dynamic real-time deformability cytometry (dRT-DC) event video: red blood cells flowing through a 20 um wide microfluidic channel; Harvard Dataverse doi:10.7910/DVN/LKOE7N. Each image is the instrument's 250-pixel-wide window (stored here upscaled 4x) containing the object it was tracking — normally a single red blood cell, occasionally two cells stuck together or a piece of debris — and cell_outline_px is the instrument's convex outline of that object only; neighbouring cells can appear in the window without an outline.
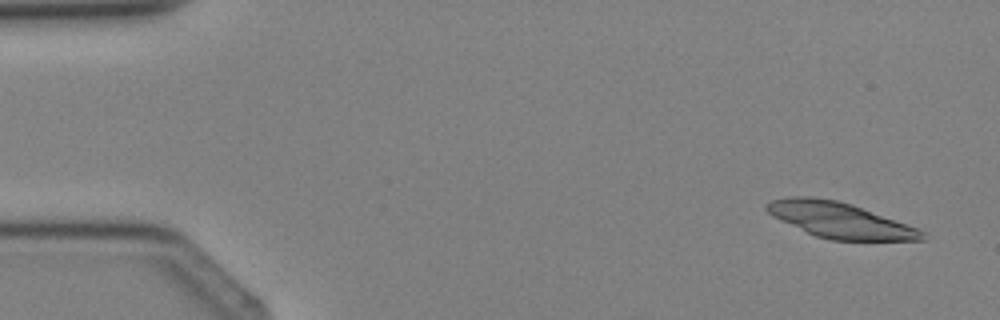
{"species": "Egyptian fruit bat (a non-hibernating species)", "species_latin": "Rousettus aegyptiacus", "temperature_condition": "cold", "stored_images_in_passage": 4, "camera_frame_rate_fps": 3000, "um_per_image_px": 0.085, "animal": {"sex": "female"}, "frame": {"image": 1, "passage_image": 4, "time_ms": 3.667, "image_size_px": [1000, 320], "cell_outline_px": [[924, 240], [832, 240], [816, 236], [780, 220], [772, 216], [764, 208], [764, 204], [772, 200], [788, 196], [812, 196], [836, 200], [852, 204], [916, 228], [924, 232]], "centroid_in_image_um": [71.31, 18.7], "position_along_channel_um": 13.7, "area_um2": 31.79}}